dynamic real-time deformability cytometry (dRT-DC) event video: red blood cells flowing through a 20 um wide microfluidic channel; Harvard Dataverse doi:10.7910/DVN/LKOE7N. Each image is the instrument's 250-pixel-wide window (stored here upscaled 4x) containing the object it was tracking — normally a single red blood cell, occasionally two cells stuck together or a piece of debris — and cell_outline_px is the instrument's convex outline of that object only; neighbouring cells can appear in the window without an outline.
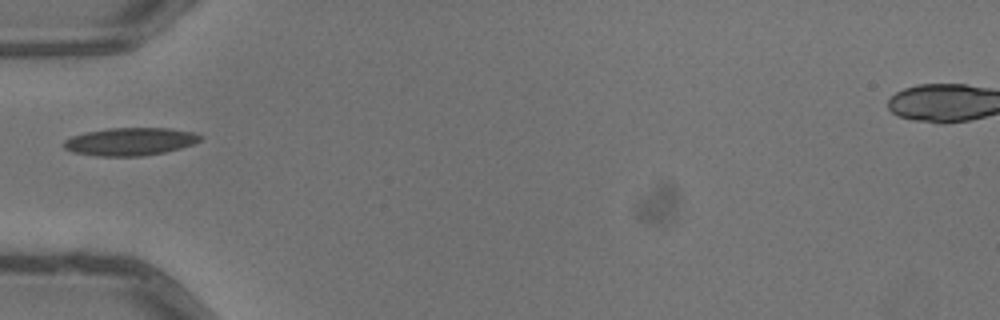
{"species": "common noctule bat (a hibernating species)", "species_latin": "Nyctalus noctula", "temperature_condition": "warm", "stored_images_in_passage": 2, "camera_frame_rate_fps": 3000, "um_per_image_px": 0.085, "animal": {"sex": "male", "body_mass_g": 13.3}, "frame": {"image": 1, "passage_image": 1, "time_ms": 0.0, "image_size_px": [1000, 320], "cell_outline_px": [[204, 136], [200, 140], [192, 144], [180, 148], [164, 152], [144, 156], [96, 156], [72, 152], [64, 148], [64, 140], [72, 136], [84, 132], [108, 128], [168, 128], [192, 132]], "centroid_in_image_um": [11.04, 12.03], "position_along_channel_um": 74.0, "area_um2": 22.14}}
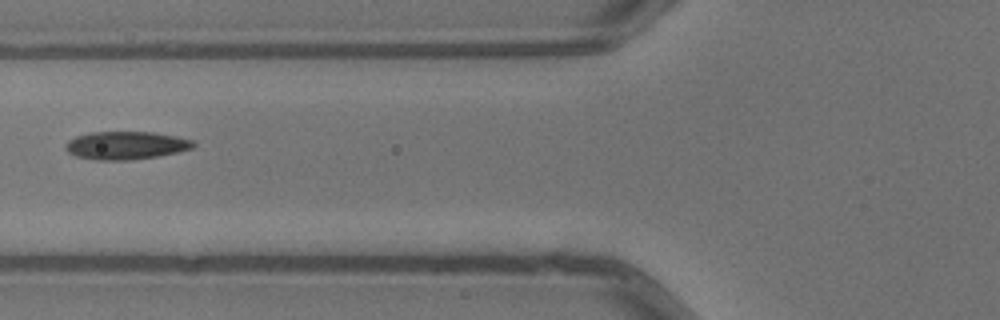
{"frame": {"image": 2, "passage_image": 2, "time_ms": 0.333, "image_size_px": [1000, 320], "cell_outline_px": [[196, 144], [192, 148], [176, 152], [156, 156], [132, 160], [96, 160], [76, 156], [68, 152], [64, 148], [64, 144], [68, 140], [76, 136], [92, 132], [152, 132], [176, 136], [192, 140]], "centroid_in_image_um": [10.66, 12.36], "position_along_channel_um": 115.1, "area_um2": 20.81}}